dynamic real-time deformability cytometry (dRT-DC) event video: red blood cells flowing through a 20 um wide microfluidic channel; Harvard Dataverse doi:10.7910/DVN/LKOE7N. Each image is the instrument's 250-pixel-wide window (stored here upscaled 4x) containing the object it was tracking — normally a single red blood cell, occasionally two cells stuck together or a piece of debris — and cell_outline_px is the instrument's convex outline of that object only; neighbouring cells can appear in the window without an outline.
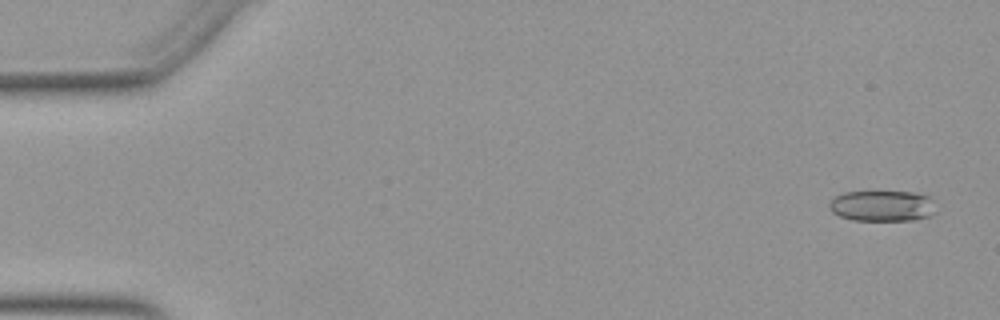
{"species": "Egyptian fruit bat (a non-hibernating species)", "species_latin": "Rousettus aegyptiacus", "temperature_condition": "warm", "stored_images_in_passage": 17, "camera_frame_rate_fps": 3000, "um_per_image_px": 0.085, "animal": {"sex": "female"}, "frame": {"image": 1, "passage_image": 2, "time_ms": 0.333, "image_size_px": [1000, 320], "cell_outline_px": [[936, 212], [928, 216], [912, 220], [852, 220], [840, 216], [832, 212], [828, 208], [828, 204], [836, 196], [844, 192], [876, 188], [912, 192], [928, 196], [932, 200]], "centroid_in_image_um": [74.95, 17.44], "position_along_channel_um": 10.0, "area_um2": 20.06}}
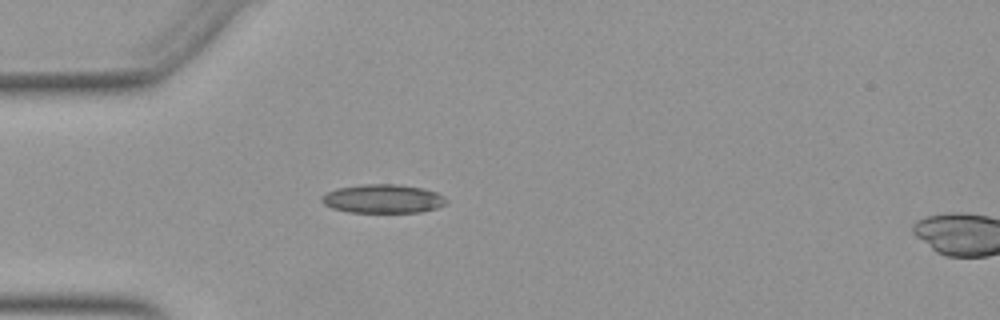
{"frame": {"image": 2, "passage_image": 15, "time_ms": 4.667, "image_size_px": [1000, 320], "cell_outline_px": [[448, 204], [436, 208], [420, 212], [348, 212], [332, 208], [324, 204], [320, 200], [320, 196], [336, 188], [360, 184], [396, 184], [420, 188], [436, 192], [444, 196], [448, 200]], "centroid_in_image_um": [32.54, 16.89], "position_along_channel_um": 52.5, "area_um2": 20.98}}